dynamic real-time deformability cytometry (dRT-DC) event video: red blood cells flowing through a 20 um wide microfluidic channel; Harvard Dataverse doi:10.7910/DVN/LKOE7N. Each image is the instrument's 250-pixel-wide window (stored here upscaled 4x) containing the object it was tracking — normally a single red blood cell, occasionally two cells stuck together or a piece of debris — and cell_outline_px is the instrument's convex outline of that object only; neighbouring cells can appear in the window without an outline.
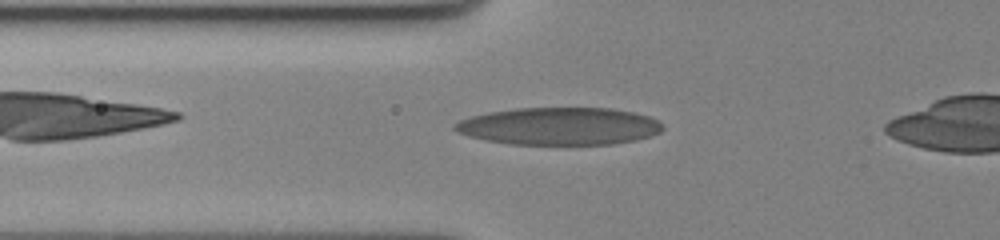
{"species": "human", "species_latin": "Homo sapiens", "temperature_condition": "cold", "stored_images_in_passage": 43, "camera_frame_rate_fps": 3000, "um_per_image_px": 0.085, "donor": {"sex": "female"}, "frame": {"image": 1, "passage_image": 10, "time_ms": 3.0, "image_size_px": [1000, 240], "cell_outline_px": [[664, 128], [660, 132], [636, 140], [612, 144], [508, 144], [484, 140], [468, 136], [456, 132], [452, 128], [452, 124], [460, 120], [472, 116], [488, 112], [516, 108], [612, 108], [632, 112], [648, 116], [664, 124]], "centroid_in_image_um": [47.5, 10.72], "position_along_channel_um": 78.3, "area_um2": 45.55}}
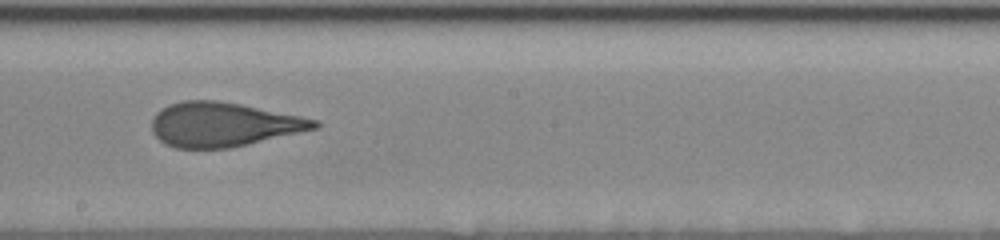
{"frame": {"image": 2, "passage_image": 23, "time_ms": 7.333, "image_size_px": [1000, 240], "cell_outline_px": [[320, 124], [316, 128], [228, 148], [176, 148], [164, 144], [152, 132], [152, 120], [156, 112], [160, 108], [168, 104], [184, 100], [216, 100], [240, 104], [320, 120]], "centroid_in_image_um": [18.92, 10.57], "position_along_channel_um": 229.3, "area_um2": 41.62}}
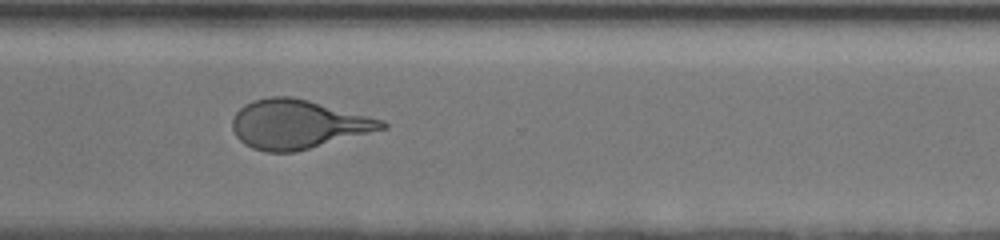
{"frame": {"image": 3, "passage_image": 33, "time_ms": 10.667, "image_size_px": [1000, 240], "cell_outline_px": [[388, 128], [292, 152], [264, 152], [252, 148], [244, 144], [236, 136], [232, 128], [232, 120], [236, 112], [244, 104], [252, 100], [268, 96], [292, 96], [308, 100], [384, 120], [388, 124]], "centroid_in_image_um": [25.28, 10.55], "position_along_channel_um": 345.3, "area_um2": 42.48}}